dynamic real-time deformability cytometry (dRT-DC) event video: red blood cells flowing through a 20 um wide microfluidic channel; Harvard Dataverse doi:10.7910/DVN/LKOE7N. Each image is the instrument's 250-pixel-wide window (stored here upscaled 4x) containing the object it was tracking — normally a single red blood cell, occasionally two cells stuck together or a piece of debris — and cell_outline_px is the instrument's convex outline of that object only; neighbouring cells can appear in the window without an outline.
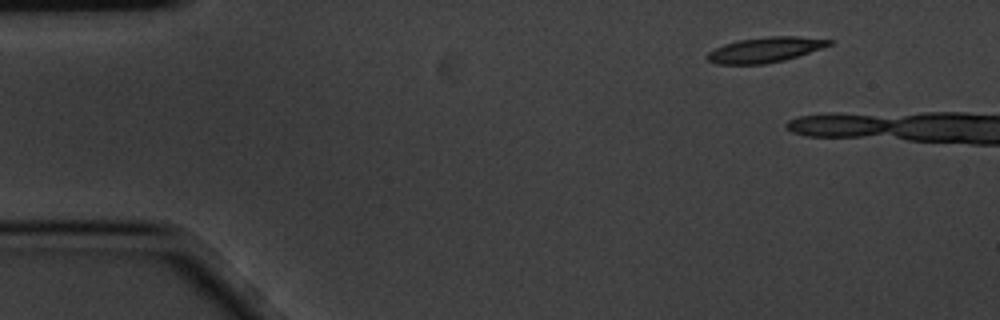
{"species": "common noctule bat (a hibernating species)", "species_latin": "Nyctalus noctula", "temperature_condition": "cold", "stored_images_in_passage": 2, "camera_frame_rate_fps": 3000, "um_per_image_px": 0.085, "animal": {"sex": "male", "body_mass_g": 20.1, "forearm_length_mm": 53.5}, "frame": {"image": 1, "passage_image": 1, "time_ms": 0.0, "image_size_px": [1000, 320], "cell_outline_px": [[836, 40], [832, 44], [784, 60], [764, 64], [716, 64], [708, 60], [704, 56], [708, 52], [724, 44], [736, 40], [768, 36], [800, 36]], "centroid_in_image_um": [65.01, 4.22], "position_along_channel_um": 20.0, "area_um2": 17.92}}